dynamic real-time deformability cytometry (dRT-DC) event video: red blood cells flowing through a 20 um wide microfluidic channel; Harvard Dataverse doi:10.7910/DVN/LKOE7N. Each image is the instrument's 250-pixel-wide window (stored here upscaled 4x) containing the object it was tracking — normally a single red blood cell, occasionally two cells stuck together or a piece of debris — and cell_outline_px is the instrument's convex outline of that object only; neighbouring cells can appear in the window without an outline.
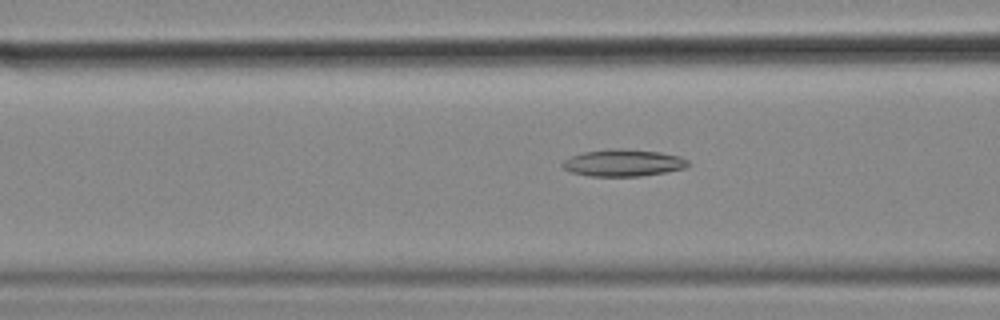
{"species": "common noctule bat (a hibernating species)", "species_latin": "Nyctalus noctula", "temperature_condition": "cold", "stored_images_in_passage": 57, "camera_frame_rate_fps": 3000, "um_per_image_px": 0.085, "animal": {"sex": "female", "body_mass_g": 18.4}, "frame": {"image": 1, "passage_image": 22, "time_ms": 7.0, "image_size_px": [1000, 320], "cell_outline_px": [[688, 164], [684, 168], [664, 172], [640, 176], [588, 176], [572, 172], [564, 168], [560, 164], [564, 160], [572, 156], [584, 152], [616, 148], [660, 152], [680, 156], [688, 160]], "centroid_in_image_um": [52.96, 13.84], "position_along_channel_um": 113.6, "area_um2": 19.48}}
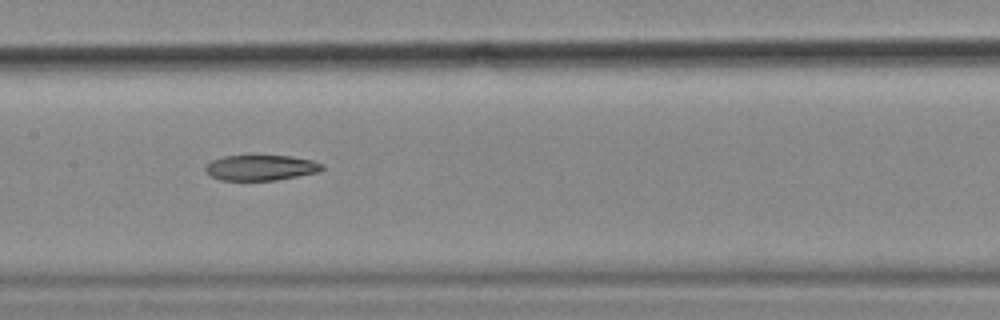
{"frame": {"image": 2, "passage_image": 28, "time_ms": 9.0, "image_size_px": [1000, 320], "cell_outline_px": [[324, 168], [320, 172], [276, 180], [220, 180], [212, 176], [204, 168], [212, 160], [224, 156], [292, 156], [312, 160], [324, 164]], "centroid_in_image_um": [22.23, 14.25], "position_along_channel_um": 185.2, "area_um2": 17.22}}
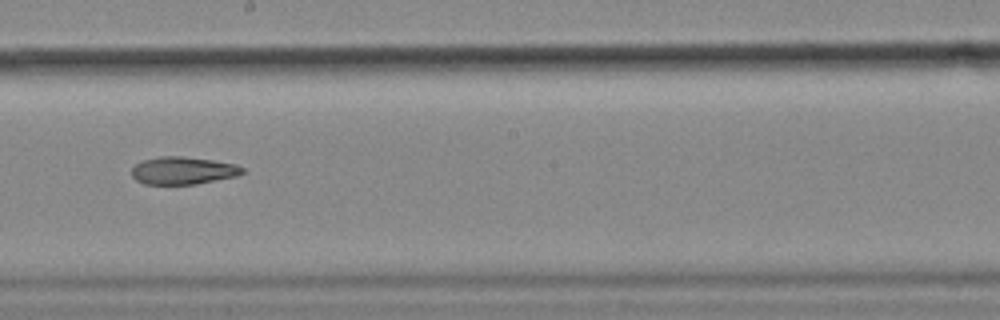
{"frame": {"image": 3, "passage_image": 32, "time_ms": 10.333, "image_size_px": [1000, 320], "cell_outline_px": [[244, 172], [236, 176], [196, 184], [144, 184], [136, 180], [132, 176], [132, 168], [136, 164], [144, 160], [160, 156], [180, 156], [212, 160], [236, 164], [244, 168]], "centroid_in_image_um": [15.55, 14.5], "position_along_channel_um": 232.6, "area_um2": 17.69}}